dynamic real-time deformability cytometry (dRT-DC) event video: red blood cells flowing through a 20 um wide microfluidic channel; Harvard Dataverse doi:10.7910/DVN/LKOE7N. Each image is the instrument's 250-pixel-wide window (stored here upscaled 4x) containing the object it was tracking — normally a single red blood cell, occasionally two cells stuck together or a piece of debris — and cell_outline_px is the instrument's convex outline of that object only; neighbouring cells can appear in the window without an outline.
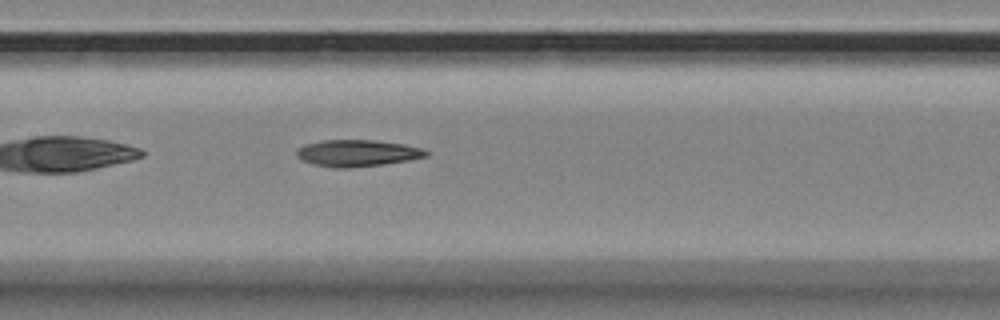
{"species": "Egyptian fruit bat (a non-hibernating species)", "species_latin": "Rousettus aegyptiacus", "temperature_condition": "room temperature", "stored_images_in_passage": 41, "camera_frame_rate_fps": 3000, "um_per_image_px": 0.085, "animal": {"sex": "female"}, "frame": {"image": 1, "passage_image": 11, "time_ms": 3.333, "image_size_px": [1000, 320], "cell_outline_px": [[428, 156], [408, 160], [384, 164], [348, 168], [332, 168], [312, 164], [296, 156], [296, 148], [304, 144], [320, 140], [376, 140], [404, 144], [420, 148], [428, 152]], "centroid_in_image_um": [30.32, 13.01], "position_along_channel_um": 177.1, "area_um2": 20.23}}
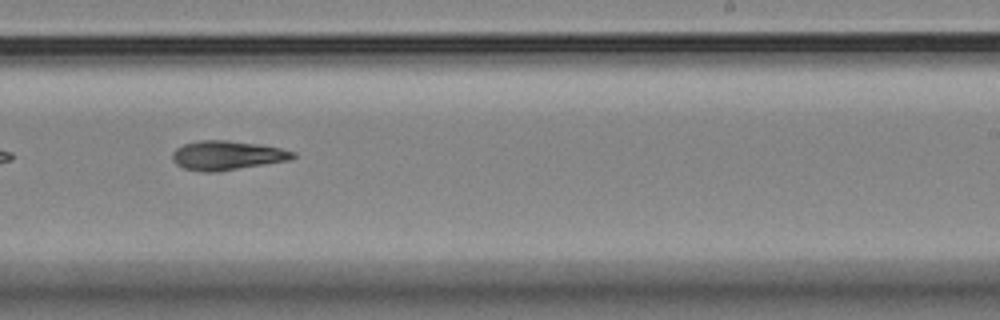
{"frame": {"image": 2, "passage_image": 19, "time_ms": 6.0, "image_size_px": [1000, 320], "cell_outline_px": [[296, 156], [288, 160], [216, 172], [204, 172], [184, 168], [176, 164], [172, 160], [172, 152], [176, 148], [184, 144], [200, 140], [228, 140], [260, 144], [280, 148], [296, 152]], "centroid_in_image_um": [19.28, 13.2], "position_along_channel_um": 269.7, "area_um2": 20.46}}
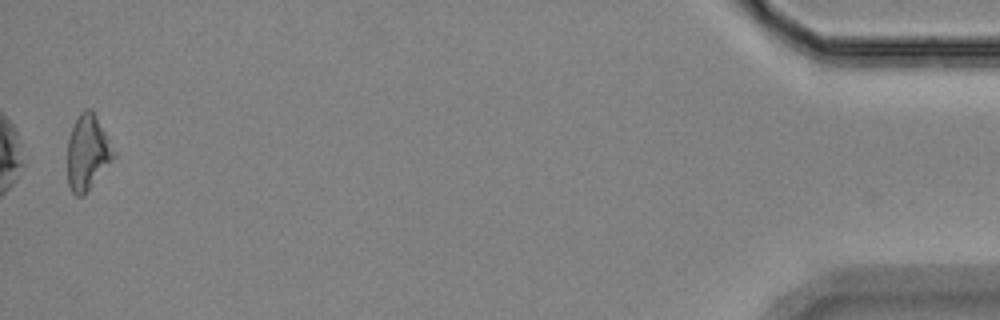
{"frame": {"image": 3, "passage_image": 40, "time_ms": 13.0, "image_size_px": [1000, 320], "cell_outline_px": [[116, 156], [88, 188], [80, 196], [76, 196], [72, 192], [68, 184], [68, 140], [72, 128], [80, 112], [84, 108], [92, 108], [116, 152]], "centroid_in_image_um": [7.44, 12.9], "position_along_channel_um": 427.8, "area_um2": 19.83}, "authors_computed_cell_mechanics": {"area_um2": 20.1144, "velocity_mm_per_s": 3.4878, "shape_relaxation_time_tau1_ms": 6.8979, "shape_relaxation_time_tau2_ms": null, "deformation_change_tau1": 0.1677, "deformation_change_tau2": null}}